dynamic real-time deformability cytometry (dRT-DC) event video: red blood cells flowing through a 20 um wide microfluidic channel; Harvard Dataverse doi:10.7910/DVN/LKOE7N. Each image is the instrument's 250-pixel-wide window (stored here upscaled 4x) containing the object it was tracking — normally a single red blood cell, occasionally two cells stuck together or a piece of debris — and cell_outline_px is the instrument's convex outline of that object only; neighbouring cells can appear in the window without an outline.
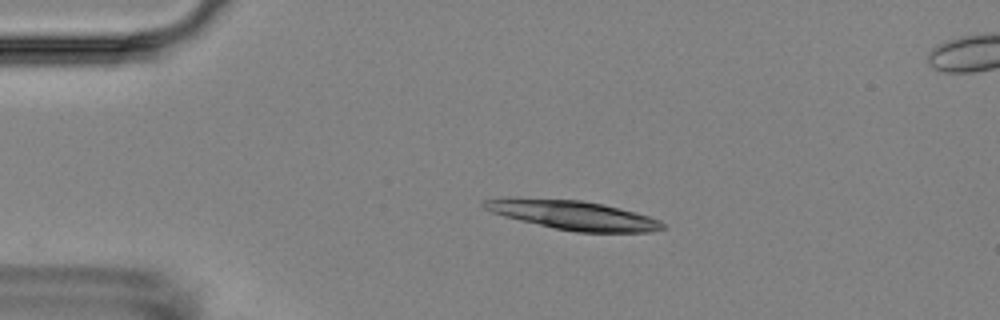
{"species": "Egyptian fruit bat (a non-hibernating species)", "species_latin": "Rousettus aegyptiacus", "temperature_condition": "room temperature", "stored_images_in_passage": 6, "camera_frame_rate_fps": 3000, "um_per_image_px": 0.085, "animal": {"sex": "female"}, "frame": {"image": 1, "passage_image": 2, "time_ms": 2.0, "image_size_px": [1000, 320], "cell_outline_px": [[668, 228], [652, 232], [576, 232], [556, 228], [520, 220], [504, 216], [492, 212], [484, 208], [480, 204], [484, 200], [508, 196], [512, 196], [580, 200], [604, 204], [636, 212], [660, 220]], "centroid_in_image_um": [48.69, 18.26], "position_along_channel_um": 36.3, "area_um2": 30.69}}